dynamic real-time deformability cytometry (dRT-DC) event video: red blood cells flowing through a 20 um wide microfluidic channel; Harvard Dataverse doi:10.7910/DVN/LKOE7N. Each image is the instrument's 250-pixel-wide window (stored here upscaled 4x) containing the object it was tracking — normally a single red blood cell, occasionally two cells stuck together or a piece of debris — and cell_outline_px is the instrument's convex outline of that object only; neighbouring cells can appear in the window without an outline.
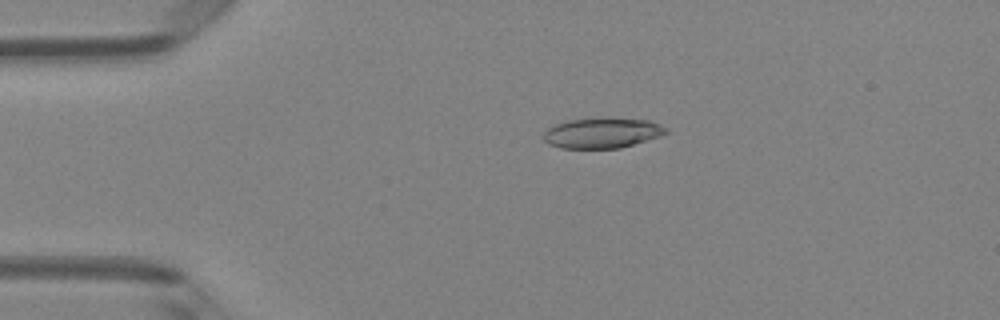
{"species": "Egyptian fruit bat (a non-hibernating species)", "species_latin": "Rousettus aegyptiacus", "temperature_condition": "room temperature", "stored_images_in_passage": 46, "camera_frame_rate_fps": 3000, "um_per_image_px": 0.085, "animal": {"sex": "female"}, "frame": {"image": 1, "passage_image": 7, "time_ms": 2.0, "image_size_px": [1000, 320], "cell_outline_px": [[668, 132], [660, 136], [620, 148], [560, 148], [548, 144], [544, 140], [544, 132], [548, 128], [556, 124], [568, 120], [608, 116], [648, 120], [660, 124], [668, 128]], "centroid_in_image_um": [51.2, 11.27], "position_along_channel_um": 33.8, "area_um2": 22.02}}
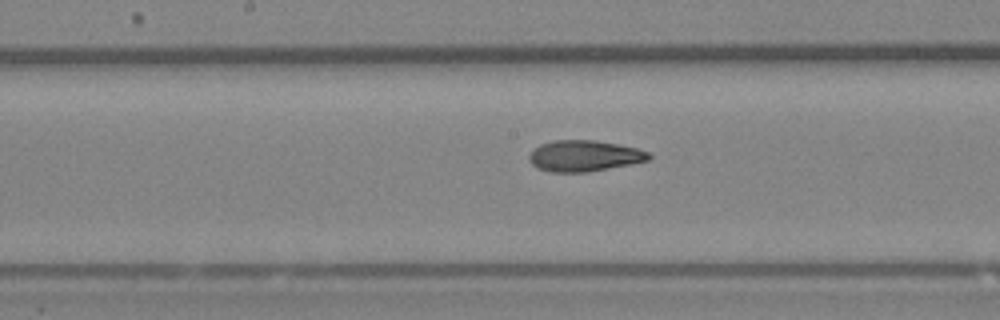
{"frame": {"image": 2, "passage_image": 22, "time_ms": 7.0, "image_size_px": [1000, 320], "cell_outline_px": [[652, 156], [648, 160], [632, 164], [588, 172], [548, 172], [536, 168], [528, 160], [528, 156], [540, 144], [552, 140], [596, 140], [636, 148], [648, 152]], "centroid_in_image_um": [49.64, 13.26], "position_along_channel_um": 198.6, "area_um2": 21.73}}
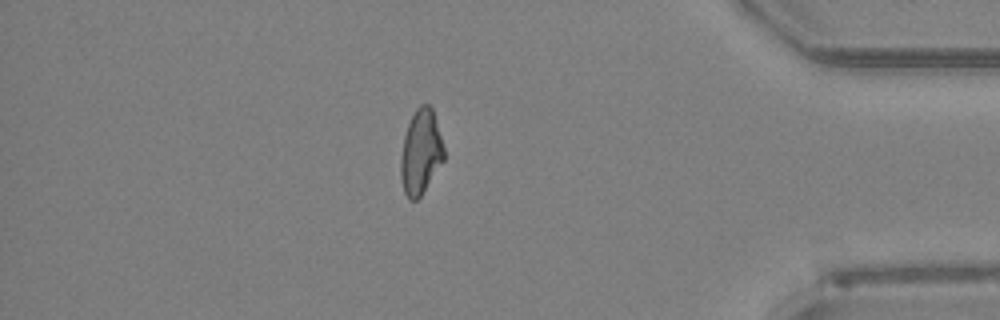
{"frame": {"image": 3, "passage_image": 39, "time_ms": 12.667, "image_size_px": [1000, 320], "cell_outline_px": [[444, 160], [420, 196], [416, 200], [408, 200], [404, 192], [400, 176], [400, 156], [404, 136], [408, 124], [416, 108], [420, 104], [428, 104], [432, 108], [444, 148]], "centroid_in_image_um": [35.74, 12.93], "position_along_channel_um": 399.5, "area_um2": 21.21}, "authors_computed_cell_mechanics": {"area_um2": 21.8484, "velocity_mm_per_s": 4.163, "shape_relaxation_time_tau1_ms": 4.916, "shape_relaxation_time_tau2_ms": 2.8525, "deformation_change_tau1": 0.1707, "deformation_change_tau2": 0.0981}}